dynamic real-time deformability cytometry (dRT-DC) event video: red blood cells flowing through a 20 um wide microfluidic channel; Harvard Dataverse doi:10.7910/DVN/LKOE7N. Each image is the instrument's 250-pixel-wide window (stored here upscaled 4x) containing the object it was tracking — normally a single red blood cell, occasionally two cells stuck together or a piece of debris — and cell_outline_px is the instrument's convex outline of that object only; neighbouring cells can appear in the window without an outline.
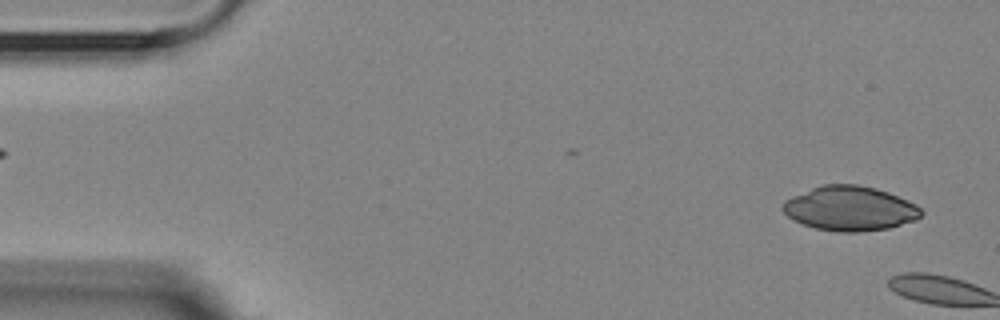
{"species": "Egyptian fruit bat (a non-hibernating species)", "species_latin": "Rousettus aegyptiacus", "temperature_condition": "room temperature", "stored_images_in_passage": 4, "camera_frame_rate_fps": 3000, "um_per_image_px": 0.085, "animal": {"sex": "female"}, "frame": {"image": 1, "passage_image": 2, "time_ms": 0.333, "image_size_px": [1000, 320], "cell_outline_px": [[924, 212], [916, 220], [888, 228], [856, 232], [840, 232], [816, 228], [804, 224], [788, 216], [780, 208], [780, 204], [784, 200], [792, 196], [812, 188], [824, 184], [856, 184], [876, 188], [888, 192], [908, 200], [916, 204]], "centroid_in_image_um": [72.24, 17.71], "position_along_channel_um": 12.8, "area_um2": 35.89}}